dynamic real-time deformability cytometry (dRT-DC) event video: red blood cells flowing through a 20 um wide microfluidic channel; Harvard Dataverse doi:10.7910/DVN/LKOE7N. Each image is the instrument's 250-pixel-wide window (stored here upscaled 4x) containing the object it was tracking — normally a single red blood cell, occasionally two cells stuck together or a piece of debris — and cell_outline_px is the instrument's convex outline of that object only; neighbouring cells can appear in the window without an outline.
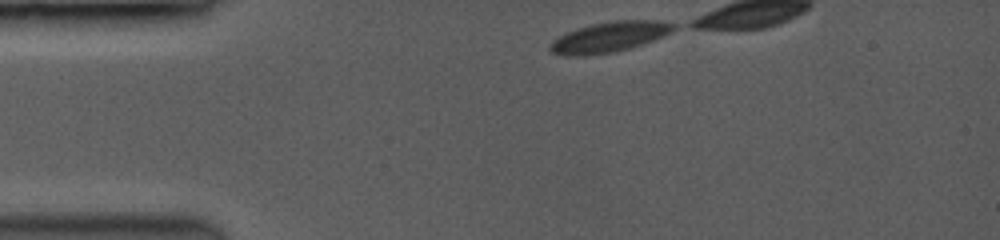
{"species": "common noctule bat (a hibernating species)", "species_latin": "Nyctalus noctula", "temperature_condition": "room temperature", "stored_images_in_passage": 37, "camera_frame_rate_fps": 3500, "um_per_image_px": 0.085, "animal": {"sex": "female", "body_mass_g": 19.0, "forearm_length_mm": 53.3}, "frame": {"image": 1, "passage_image": 1, "time_ms": 0.0, "image_size_px": [1000, 240], "cell_outline_px": [[676, 28], [652, 40], [628, 48], [608, 52], [552, 52], [548, 48], [552, 40], [568, 32], [592, 24], [616, 20], [652, 20], [676, 24]], "centroid_in_image_um": [51.87, 3.07], "position_along_channel_um": 33.1, "area_um2": 20.11}}
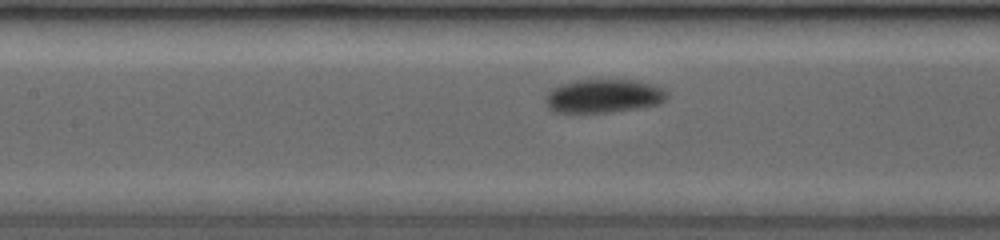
{"frame": {"image": 2, "passage_image": 29, "time_ms": 4.286, "image_size_px": [1000, 240], "cell_outline_px": [[664, 100], [656, 104], [632, 108], [604, 112], [556, 112], [548, 104], [548, 96], [552, 88], [560, 84], [576, 80], [636, 80], [660, 88], [664, 92]], "centroid_in_image_um": [51.26, 8.14], "position_along_channel_um": 156.1, "area_um2": 22.66}}